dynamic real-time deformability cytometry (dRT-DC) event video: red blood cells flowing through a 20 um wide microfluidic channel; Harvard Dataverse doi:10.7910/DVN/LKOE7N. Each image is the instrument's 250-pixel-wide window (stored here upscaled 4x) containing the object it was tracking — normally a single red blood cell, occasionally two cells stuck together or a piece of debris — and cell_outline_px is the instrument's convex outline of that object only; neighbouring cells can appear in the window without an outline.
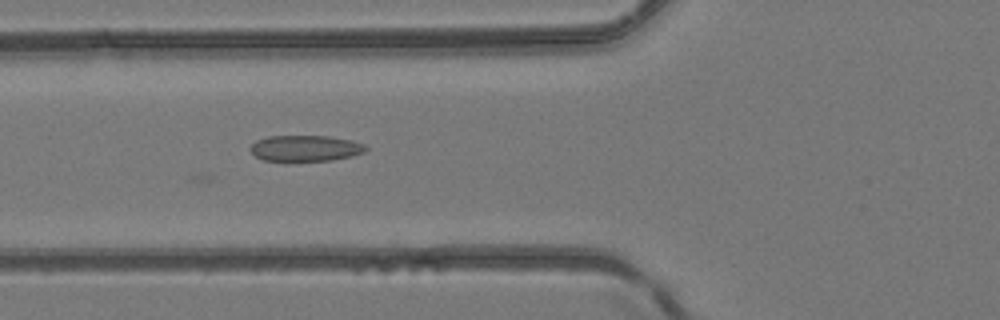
{"species": "common noctule bat (a hibernating species)", "species_latin": "Nyctalus noctula", "temperature_condition": "room temperature", "stored_images_in_passage": 28, "camera_frame_rate_fps": 3000, "um_per_image_px": 0.085, "animal": {"sex": "female", "body_mass_g": 24.6, "forearm_length_mm": 56.2}, "frame": {"image": 1, "passage_image": 4, "time_ms": 1.0, "image_size_px": [1000, 320], "cell_outline_px": [[368, 148], [364, 152], [352, 156], [332, 160], [264, 160], [256, 156], [248, 148], [256, 140], [268, 136], [328, 136], [352, 140], [364, 144]], "centroid_in_image_um": [25.97, 12.59], "position_along_channel_um": 99.8, "area_um2": 17.34}}
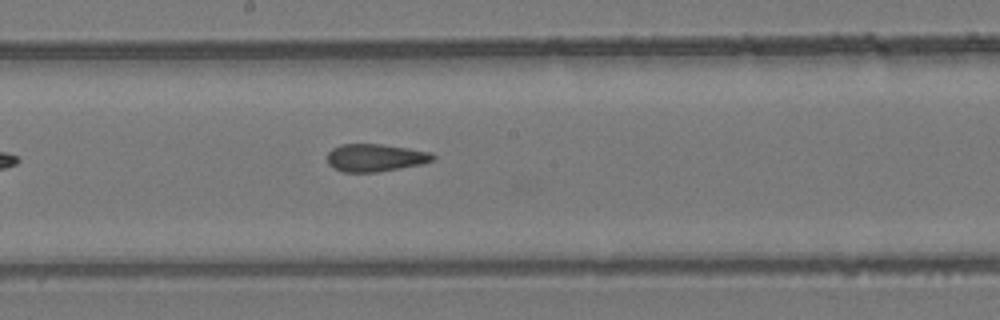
{"frame": {"image": 2, "passage_image": 12, "time_ms": 3.667, "image_size_px": [1000, 320], "cell_outline_px": [[436, 156], [432, 160], [424, 164], [376, 172], [344, 172], [332, 168], [328, 164], [328, 152], [332, 148], [340, 144], [380, 144], [408, 148], [432, 152]], "centroid_in_image_um": [31.9, 13.4], "position_along_channel_um": 216.3, "area_um2": 17.11}}
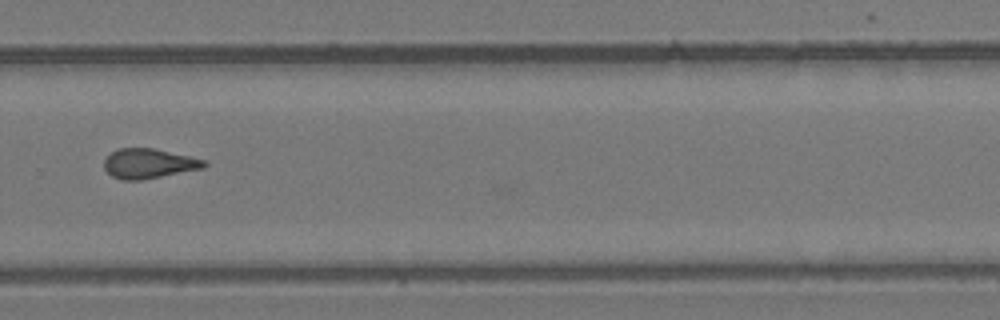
{"frame": {"image": 3, "passage_image": 19, "time_ms": 6.0, "image_size_px": [1000, 320], "cell_outline_px": [[208, 164], [204, 168], [140, 180], [120, 180], [112, 176], [104, 168], [104, 160], [112, 152], [120, 148], [152, 148], [188, 156], [204, 160]], "centroid_in_image_um": [12.63, 13.91], "position_along_channel_um": 317.2, "area_um2": 17.11}}